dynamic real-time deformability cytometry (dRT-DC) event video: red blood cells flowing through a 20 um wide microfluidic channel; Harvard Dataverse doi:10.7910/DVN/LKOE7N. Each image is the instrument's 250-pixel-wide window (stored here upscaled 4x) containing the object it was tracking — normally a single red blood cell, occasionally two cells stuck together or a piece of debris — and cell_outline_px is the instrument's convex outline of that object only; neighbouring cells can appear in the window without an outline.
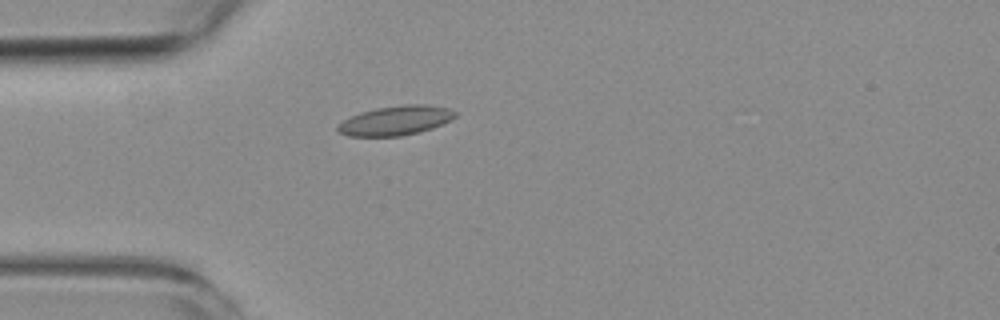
{"species": "common noctule bat (a hibernating species)", "species_latin": "Nyctalus noctula", "temperature_condition": "room temperature", "stored_images_in_passage": 5, "camera_frame_rate_fps": 3000, "um_per_image_px": 0.085, "animal": {"sex": "female", "body_mass_g": 19.3, "forearm_length_mm": 54.1}, "frame": {"image": 1, "passage_image": 5, "time_ms": 4.333, "image_size_px": [1000, 320], "cell_outline_px": [[456, 116], [432, 128], [400, 136], [348, 136], [340, 132], [336, 128], [336, 124], [360, 112], [376, 108], [404, 104], [424, 104], [448, 108], [456, 112]], "centroid_in_image_um": [33.58, 10.23], "position_along_channel_um": 51.4, "area_um2": 19.88}}